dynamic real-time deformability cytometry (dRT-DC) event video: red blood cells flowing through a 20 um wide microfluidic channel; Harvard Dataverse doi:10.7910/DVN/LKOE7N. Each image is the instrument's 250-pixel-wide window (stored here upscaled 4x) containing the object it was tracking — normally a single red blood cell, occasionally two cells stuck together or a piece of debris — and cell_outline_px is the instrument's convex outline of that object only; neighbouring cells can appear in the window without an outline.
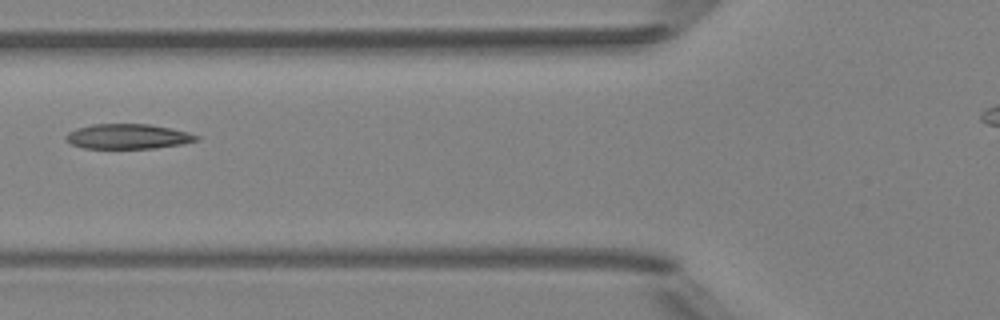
{"species": "Egyptian fruit bat (a non-hibernating species)", "species_latin": "Rousettus aegyptiacus", "temperature_condition": "room temperature", "stored_images_in_passage": 7, "camera_frame_rate_fps": 3000, "um_per_image_px": 0.085, "animal": {"sex": "female"}, "frame": {"image": 1, "passage_image": 5, "time_ms": 4.667, "image_size_px": [1000, 320], "cell_outline_px": [[200, 136], [196, 140], [180, 144], [156, 148], [84, 148], [72, 144], [64, 136], [68, 132], [76, 128], [92, 124], [148, 124], [188, 132]], "centroid_in_image_um": [10.84, 11.59], "position_along_channel_um": 115.0, "area_um2": 18.73}}
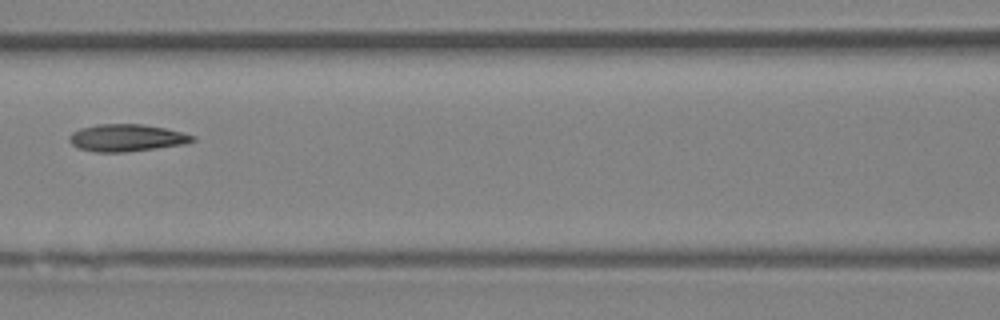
{"frame": {"image": 2, "passage_image": 6, "time_ms": 5.667, "image_size_px": [1000, 320], "cell_outline_px": [[196, 140], [184, 144], [124, 152], [96, 152], [80, 148], [72, 144], [68, 140], [68, 136], [72, 132], [80, 128], [96, 124], [144, 124], [164, 128], [196, 136]], "centroid_in_image_um": [10.74, 11.7], "position_along_channel_um": 155.9, "area_um2": 19.42}}
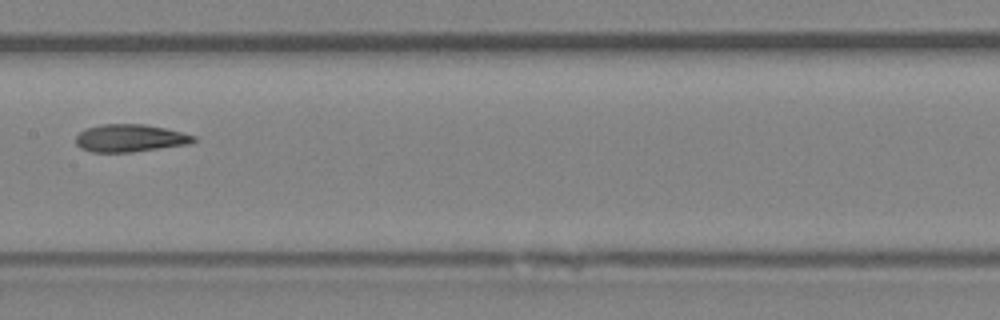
{"frame": {"image": 3, "passage_image": 7, "time_ms": 6.667, "image_size_px": [1000, 320], "cell_outline_px": [[196, 140], [192, 144], [132, 152], [92, 152], [80, 148], [76, 144], [76, 136], [84, 128], [104, 124], [144, 124], [164, 128], [196, 136]], "centroid_in_image_um": [11.05, 11.74], "position_along_channel_um": 196.3, "area_um2": 19.02}}